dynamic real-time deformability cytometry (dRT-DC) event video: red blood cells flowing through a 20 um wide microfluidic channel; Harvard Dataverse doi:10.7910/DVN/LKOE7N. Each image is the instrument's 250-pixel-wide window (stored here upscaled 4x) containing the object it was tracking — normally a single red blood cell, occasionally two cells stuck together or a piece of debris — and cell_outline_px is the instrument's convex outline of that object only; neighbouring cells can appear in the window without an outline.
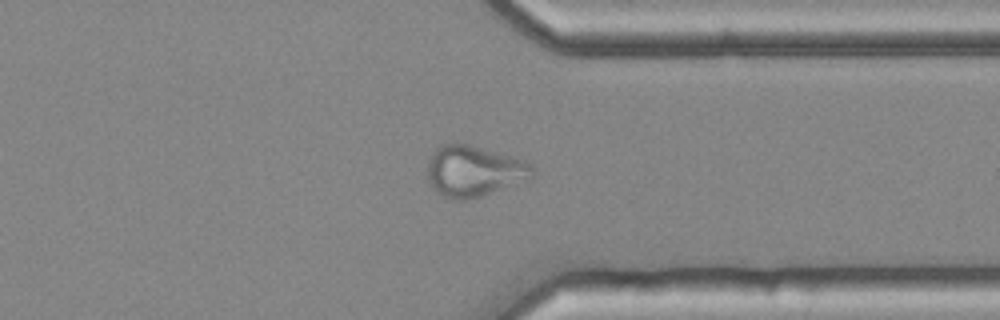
{"species": "common noctule bat (a hibernating species)", "species_latin": "Nyctalus noctula", "temperature_condition": "cold", "stored_images_in_passage": 48, "camera_frame_rate_fps": 3000, "um_per_image_px": 0.085, "animal": {"sex": "female", "body_mass_g": 25.1}, "frame": {"image": 1, "passage_image": 35, "time_ms": 11.333, "image_size_px": [1000, 320], "cell_outline_px": [[536, 172], [532, 180], [468, 200], [448, 200], [436, 192], [428, 180], [428, 160], [432, 152], [440, 144], [468, 144], [512, 156], [524, 160], [532, 164], [536, 168]], "centroid_in_image_um": [40.33, 14.57], "position_along_channel_um": 371.1, "area_um2": 31.85}}
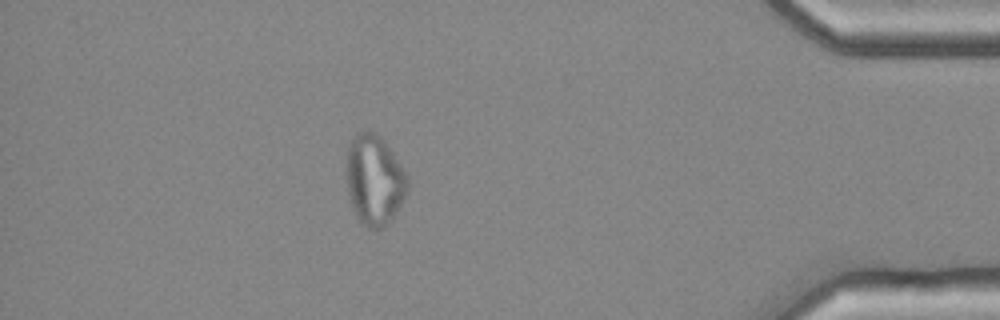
{"frame": {"image": 2, "passage_image": 41, "time_ms": 13.333, "image_size_px": [1000, 320], "cell_outline_px": [[408, 192], [404, 200], [392, 216], [380, 228], [368, 228], [356, 216], [348, 192], [348, 144], [356, 132], [376, 132], [384, 140], [408, 176]], "centroid_in_image_um": [31.84, 15.26], "position_along_channel_um": 403.4, "area_um2": 31.44}}